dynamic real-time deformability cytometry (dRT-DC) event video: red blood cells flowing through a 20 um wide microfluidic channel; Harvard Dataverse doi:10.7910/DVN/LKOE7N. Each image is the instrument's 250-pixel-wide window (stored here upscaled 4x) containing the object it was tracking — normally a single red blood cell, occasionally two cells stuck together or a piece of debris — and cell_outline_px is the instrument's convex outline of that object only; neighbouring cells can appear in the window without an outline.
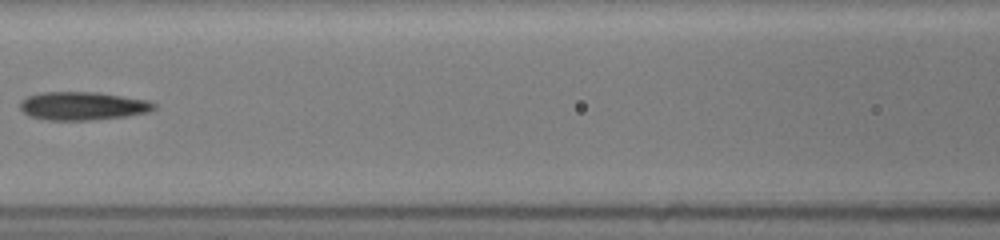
{"species": "common noctule bat (a hibernating species)", "species_latin": "Nyctalus noctula", "temperature_condition": "room temperature", "stored_images_in_passage": 29, "camera_frame_rate_fps": 3000, "um_per_image_px": 0.085, "animal": {"sex": "female", "body_mass_g": 19.5, "forearm_length_mm": 54.1}, "frame": {"image": 1, "passage_image": 14, "time_ms": 4.333, "image_size_px": [1000, 240], "cell_outline_px": [[156, 108], [148, 112], [128, 116], [88, 120], [48, 120], [28, 116], [20, 108], [20, 100], [28, 96], [40, 92], [96, 92], [148, 100], [156, 104]], "centroid_in_image_um": [7.02, 9.0], "position_along_channel_um": 159.6, "area_um2": 22.14}}
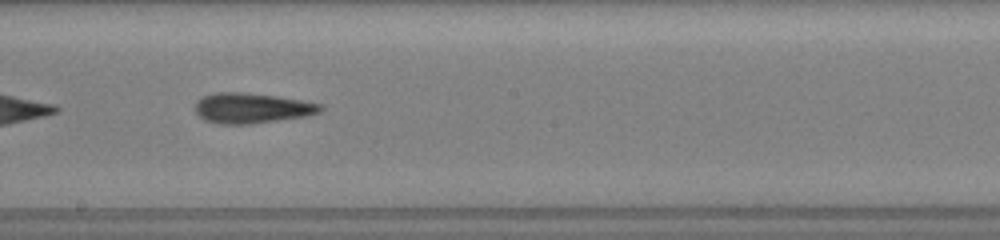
{"frame": {"image": 2, "passage_image": 16, "time_ms": 6.0, "image_size_px": [1000, 240], "cell_outline_px": [[324, 108], [320, 112], [304, 116], [248, 124], [220, 124], [204, 120], [196, 112], [196, 100], [204, 96], [216, 92], [240, 92], [276, 96], [300, 100], [320, 104]], "centroid_in_image_um": [21.37, 9.18], "position_along_channel_um": 226.8, "area_um2": 21.79}}
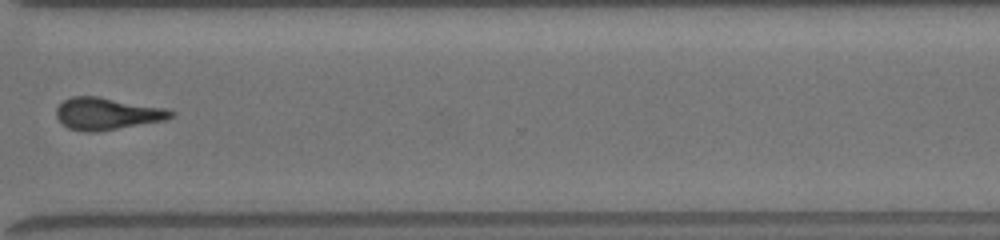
{"frame": {"image": 3, "passage_image": 21, "time_ms": 9.333, "image_size_px": [1000, 240], "cell_outline_px": [[176, 112], [168, 120], [96, 132], [84, 132], [68, 128], [56, 116], [56, 108], [64, 100], [72, 96], [100, 96], [168, 108]], "centroid_in_image_um": [9.15, 9.65], "position_along_channel_um": 361.5, "area_um2": 21.73}}